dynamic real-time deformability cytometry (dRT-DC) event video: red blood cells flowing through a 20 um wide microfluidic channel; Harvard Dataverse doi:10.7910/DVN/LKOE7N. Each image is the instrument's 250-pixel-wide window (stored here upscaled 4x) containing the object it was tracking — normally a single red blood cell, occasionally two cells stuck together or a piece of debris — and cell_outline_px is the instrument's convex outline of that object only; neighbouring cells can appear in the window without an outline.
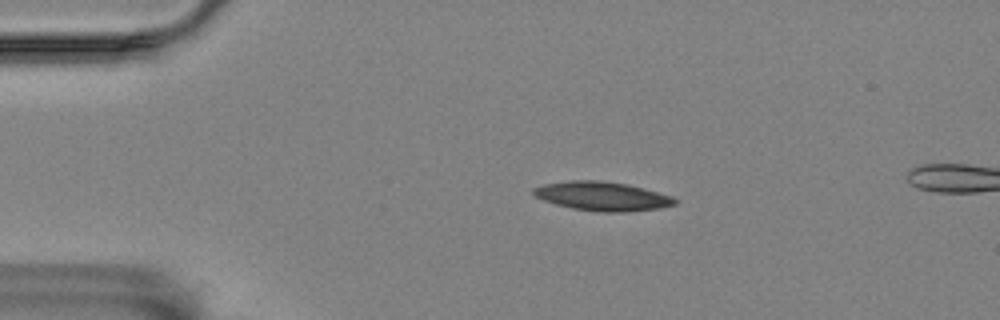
{"species": "Egyptian fruit bat (a non-hibernating species)", "species_latin": "Rousettus aegyptiacus", "temperature_condition": "room temperature", "stored_images_in_passage": 5, "camera_frame_rate_fps": 3000, "um_per_image_px": 0.085, "animal": {"sex": "female"}, "frame": {"image": 1, "passage_image": 3, "time_ms": 2.333, "image_size_px": [1000, 320], "cell_outline_px": [[676, 204], [660, 208], [628, 212], [604, 212], [572, 208], [556, 204], [544, 200], [536, 196], [532, 192], [532, 188], [544, 184], [572, 180], [600, 180], [628, 184], [644, 188], [672, 196], [676, 200]], "centroid_in_image_um": [51.21, 16.67], "position_along_channel_um": 33.8, "area_um2": 23.81}}